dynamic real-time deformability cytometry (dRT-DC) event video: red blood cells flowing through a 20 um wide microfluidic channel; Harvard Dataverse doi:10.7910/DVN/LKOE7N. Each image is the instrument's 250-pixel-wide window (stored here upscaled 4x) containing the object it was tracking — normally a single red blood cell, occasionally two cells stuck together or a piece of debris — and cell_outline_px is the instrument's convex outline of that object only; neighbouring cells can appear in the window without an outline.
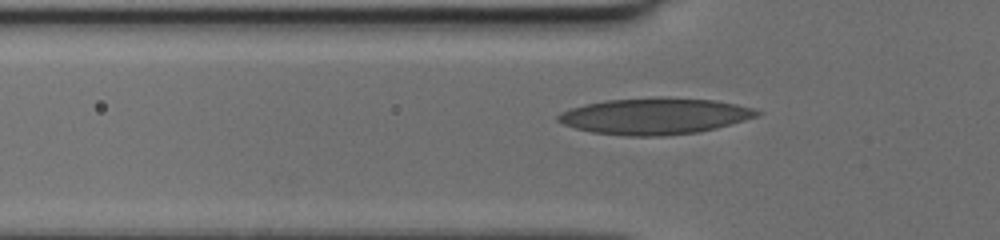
{"species": "human", "species_latin": "Homo sapiens", "temperature_condition": "cold", "stored_images_in_passage": 37, "camera_frame_rate_fps": 3000, "um_per_image_px": 0.085, "donor": {"sex": "female"}, "frame": {"image": 1, "passage_image": 9, "time_ms": 2.667, "image_size_px": [1000, 240], "cell_outline_px": [[764, 112], [756, 116], [744, 120], [716, 128], [700, 132], [664, 136], [628, 136], [592, 132], [576, 128], [564, 124], [556, 120], [556, 116], [560, 112], [584, 104], [608, 100], [652, 96], [672, 96], [716, 100], [736, 104], [752, 108]], "centroid_in_image_um": [55.66, 9.85], "position_along_channel_um": 70.1, "area_um2": 42.6}}
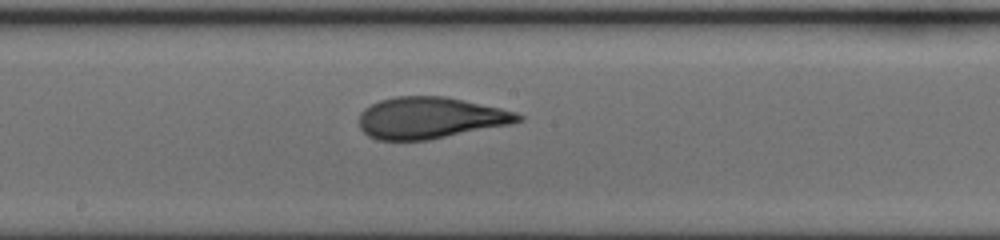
{"frame": {"image": 2, "passage_image": 19, "time_ms": 6.0, "image_size_px": [1000, 240], "cell_outline_px": [[524, 120], [512, 124], [428, 140], [376, 140], [368, 136], [360, 128], [360, 112], [364, 108], [380, 100], [396, 96], [444, 96], [464, 100], [500, 108], [516, 112], [524, 116]], "centroid_in_image_um": [36.58, 10.02], "position_along_channel_um": 211.6, "area_um2": 38.55}}
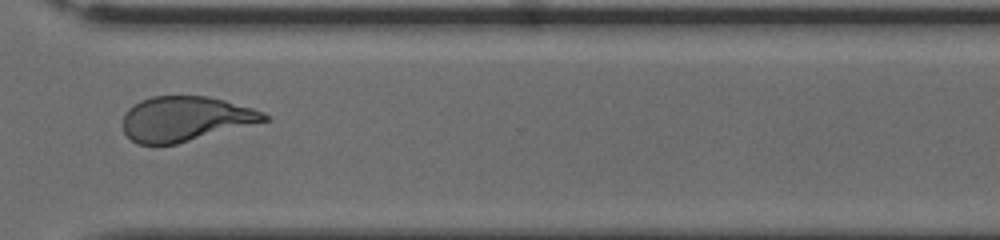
{"frame": {"image": 3, "passage_image": 29, "time_ms": 9.333, "image_size_px": [1000, 240], "cell_outline_px": [[268, 120], [176, 144], [136, 144], [124, 132], [124, 116], [128, 108], [140, 100], [152, 96], [208, 96], [224, 100], [252, 108], [264, 112], [268, 116]], "centroid_in_image_um": [15.73, 10.09], "position_along_channel_um": 354.9, "area_um2": 36.53}}